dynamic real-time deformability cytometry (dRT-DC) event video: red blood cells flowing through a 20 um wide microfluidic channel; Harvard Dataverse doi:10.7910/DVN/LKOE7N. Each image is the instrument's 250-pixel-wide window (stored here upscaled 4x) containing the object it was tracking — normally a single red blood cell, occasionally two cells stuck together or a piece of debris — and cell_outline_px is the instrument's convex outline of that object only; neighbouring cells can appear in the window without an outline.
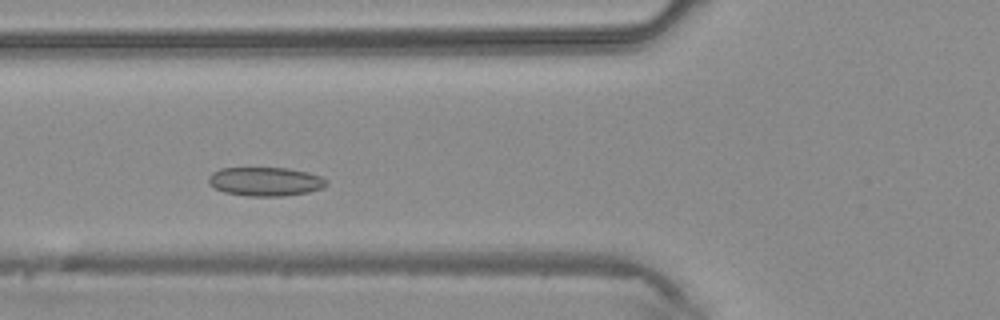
{"species": "common noctule bat (a hibernating species)", "species_latin": "Nyctalus noctula", "temperature_condition": "warm", "stored_images_in_passage": 20, "camera_frame_rate_fps": 3000, "um_per_image_px": 0.085, "animal": {"sex": "male", "body_mass_g": 20.4}, "frame": {"image": 1, "passage_image": 6, "time_ms": 1.667, "image_size_px": [1000, 320], "cell_outline_px": [[328, 184], [324, 188], [308, 192], [284, 196], [248, 196], [224, 192], [216, 188], [208, 180], [208, 176], [212, 172], [220, 168], [288, 168], [308, 172], [320, 176], [328, 180]], "centroid_in_image_um": [22.59, 15.43], "position_along_channel_um": 103.2, "area_um2": 19.88}}
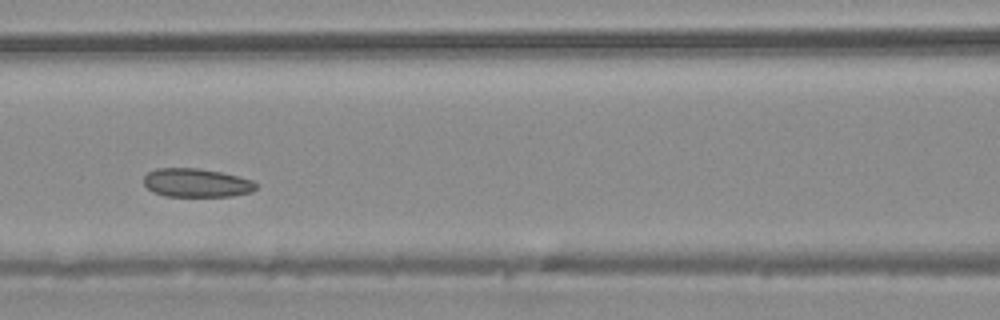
{"frame": {"image": 2, "passage_image": 9, "time_ms": 2.667, "image_size_px": [1000, 320], "cell_outline_px": [[256, 188], [252, 192], [232, 196], [164, 196], [152, 192], [144, 184], [144, 176], [148, 172], [156, 168], [200, 168], [220, 172], [252, 180], [256, 184]], "centroid_in_image_um": [16.67, 15.54], "position_along_channel_um": 149.9, "area_um2": 18.73}}